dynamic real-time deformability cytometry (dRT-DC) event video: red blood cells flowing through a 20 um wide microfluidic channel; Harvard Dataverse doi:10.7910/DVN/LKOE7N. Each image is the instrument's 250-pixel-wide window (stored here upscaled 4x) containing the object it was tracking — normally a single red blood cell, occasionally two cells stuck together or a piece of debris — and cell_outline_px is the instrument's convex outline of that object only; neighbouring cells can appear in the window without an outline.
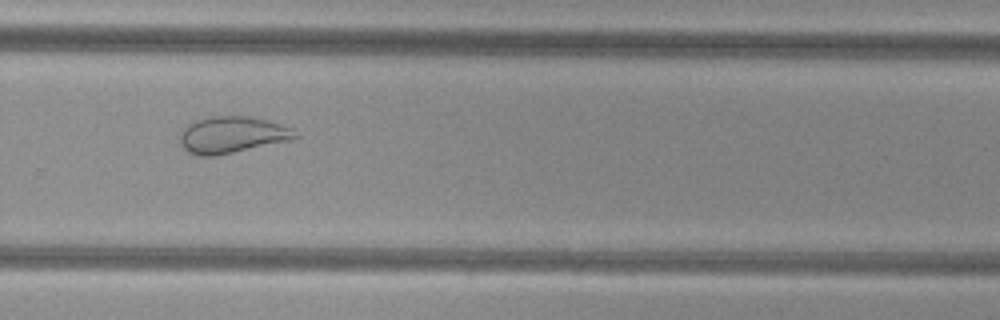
{"species": "common noctule bat (a hibernating species)", "species_latin": "Nyctalus noctula", "temperature_condition": "cold", "stored_images_in_passage": 31, "camera_frame_rate_fps": 3000, "um_per_image_px": 0.085, "animal": {"sex": "female", "body_mass_g": 29.2, "forearm_length_mm": 56.3}, "frame": {"image": 1, "passage_image": 22, "time_ms": 7.0, "image_size_px": [1000, 320], "cell_outline_px": [[300, 136], [292, 140], [212, 156], [196, 156], [188, 152], [180, 144], [180, 128], [196, 120], [208, 116], [248, 116], [268, 120], [292, 128]], "centroid_in_image_um": [19.7, 11.45], "position_along_channel_um": 310.1, "area_um2": 24.74}}